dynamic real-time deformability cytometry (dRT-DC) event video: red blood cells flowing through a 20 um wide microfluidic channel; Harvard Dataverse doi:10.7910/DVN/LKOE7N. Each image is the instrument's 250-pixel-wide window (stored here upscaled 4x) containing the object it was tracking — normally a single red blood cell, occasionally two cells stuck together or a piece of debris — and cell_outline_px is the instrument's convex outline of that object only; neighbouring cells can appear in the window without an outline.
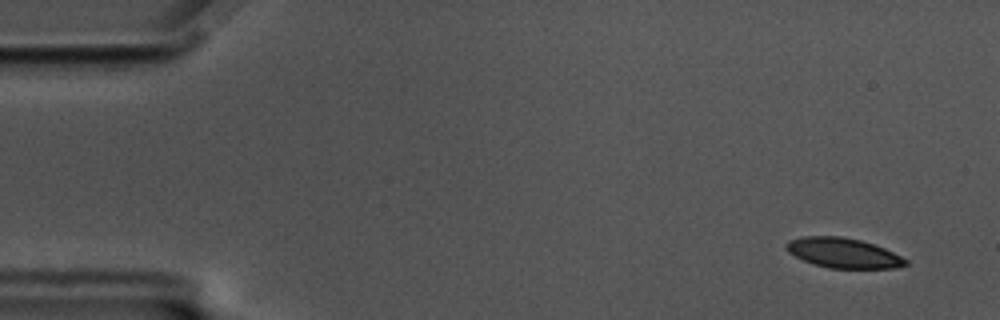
{"species": "common noctule bat (a hibernating species)", "species_latin": "Nyctalus noctula", "temperature_condition": "cold", "stored_images_in_passage": 59, "camera_frame_rate_fps": 3000, "um_per_image_px": 0.085, "animal": {"sex": "male", "body_mass_g": 17.5, "forearm_length_mm": 52.3}, "frame": {"image": 1, "passage_image": 4, "time_ms": 1.0, "image_size_px": [1000, 320], "cell_outline_px": [[908, 264], [896, 268], [828, 268], [804, 260], [788, 252], [784, 248], [784, 244], [788, 240], [800, 236], [840, 236], [860, 240], [884, 248], [908, 260]], "centroid_in_image_um": [71.64, 21.49], "position_along_channel_um": 13.4, "area_um2": 20.75}}
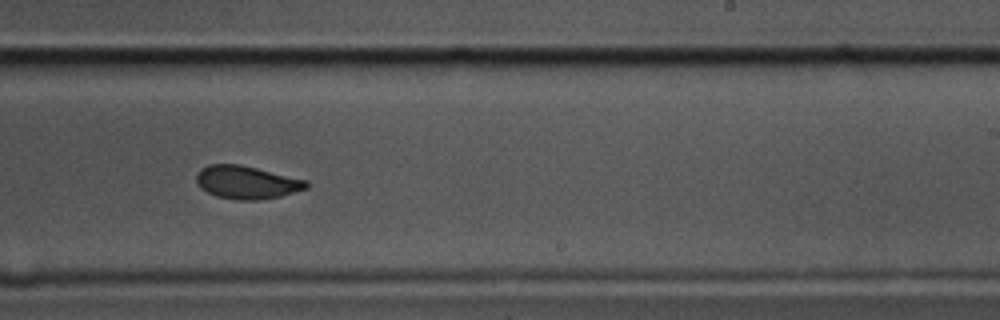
{"frame": {"image": 2, "passage_image": 36, "time_ms": 11.667, "image_size_px": [1000, 320], "cell_outline_px": [[308, 188], [280, 196], [260, 200], [236, 200], [216, 196], [200, 188], [196, 180], [196, 172], [200, 168], [208, 164], [240, 164], [308, 180]], "centroid_in_image_um": [20.95, 15.49], "position_along_channel_um": 268.1, "area_um2": 21.33}}
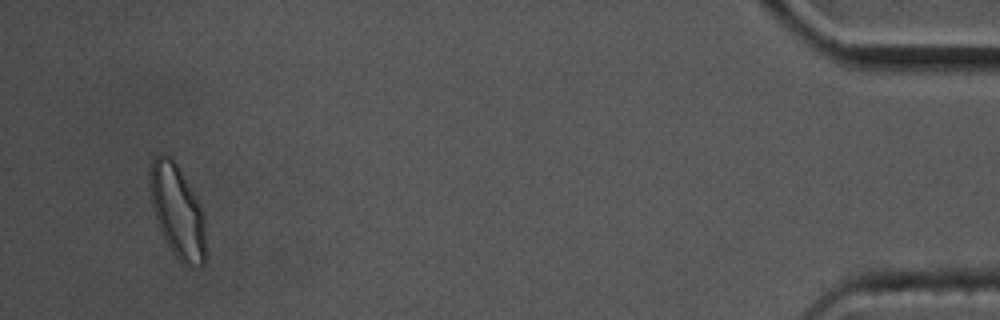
{"frame": {"image": 3, "passage_image": 56, "time_ms": 18.333, "image_size_px": [1000, 320], "cell_outline_px": [[204, 264], [196, 268], [188, 268], [176, 256], [160, 232], [152, 208], [148, 188], [148, 172], [152, 160], [160, 152], [164, 152], [172, 156], [200, 204], [204, 220]], "centroid_in_image_um": [15.02, 17.9], "position_along_channel_um": 420.2, "area_um2": 30.58}, "authors_computed_cell_mechanics": {"area_um2": 22.1374, "velocity_mm_per_s": 3.4461, "shape_relaxation_time_tau1_ms": 3.5212, "shape_relaxation_time_tau2_ms": 2.0416, "deformation_change_tau1": 0.1232, "deformation_change_tau2": 0.0601}}